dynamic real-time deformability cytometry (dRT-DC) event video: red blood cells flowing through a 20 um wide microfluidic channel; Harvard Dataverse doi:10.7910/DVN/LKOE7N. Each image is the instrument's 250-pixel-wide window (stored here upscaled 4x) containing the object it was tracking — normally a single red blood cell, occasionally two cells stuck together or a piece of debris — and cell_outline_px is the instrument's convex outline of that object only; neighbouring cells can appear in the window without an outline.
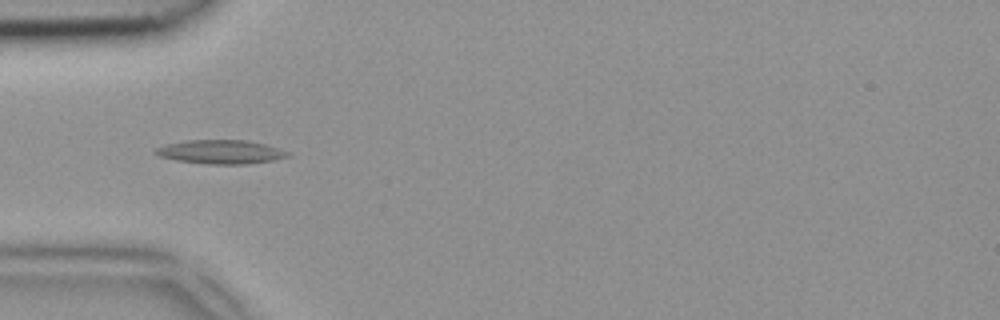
{"species": "common noctule bat (a hibernating species)", "species_latin": "Nyctalus noctula", "temperature_condition": "room temperature", "stored_images_in_passage": 48, "camera_frame_rate_fps": 3000, "um_per_image_px": 0.085, "animal": {"sex": "female", "body_mass_g": 18.4}, "frame": {"image": 1, "passage_image": 15, "time_ms": 4.667, "image_size_px": [1000, 320], "cell_outline_px": [[288, 156], [272, 160], [248, 164], [208, 164], [176, 160], [156, 156], [152, 152], [156, 148], [168, 144], [184, 140], [248, 140], [280, 148], [288, 152]], "centroid_in_image_um": [18.71, 12.91], "position_along_channel_um": 66.3, "area_um2": 18.38}}
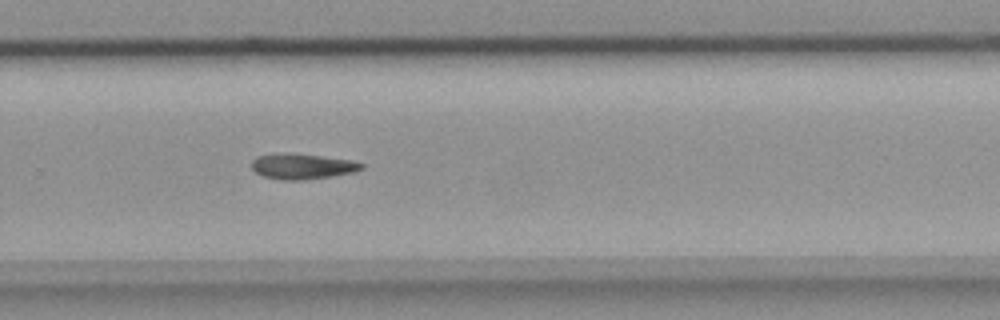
{"frame": {"image": 2, "passage_image": 32, "time_ms": 10.333, "image_size_px": [1000, 320], "cell_outline_px": [[364, 168], [352, 172], [332, 176], [300, 180], [284, 180], [264, 176], [256, 172], [252, 168], [252, 160], [256, 156], [272, 152], [292, 152], [352, 160], [364, 164]], "centroid_in_image_um": [25.65, 14.11], "position_along_channel_um": 304.1, "area_um2": 16.53}}
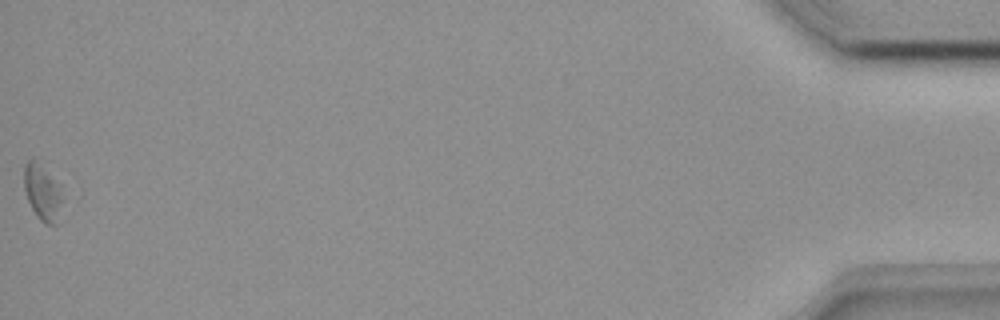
{"frame": {"image": 3, "passage_image": 48, "time_ms": 15.667, "image_size_px": [1000, 320], "cell_outline_px": [[60, 200], [56, 224], [44, 224], [36, 216], [28, 200], [24, 188], [24, 164], [32, 156], [60, 184]], "centroid_in_image_um": [3.56, 16.3], "position_along_channel_um": 431.6, "area_um2": 12.25}}